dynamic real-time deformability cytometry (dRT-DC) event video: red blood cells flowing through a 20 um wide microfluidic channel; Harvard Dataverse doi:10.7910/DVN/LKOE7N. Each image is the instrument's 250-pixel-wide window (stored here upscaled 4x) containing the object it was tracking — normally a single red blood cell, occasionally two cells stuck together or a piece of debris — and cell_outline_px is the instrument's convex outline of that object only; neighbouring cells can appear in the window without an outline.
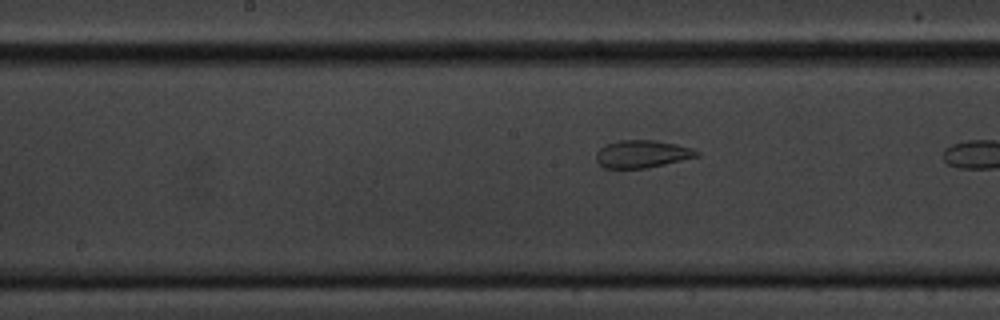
{"species": "common noctule bat (a hibernating species)", "species_latin": "Nyctalus noctula", "temperature_condition": "cold", "stored_images_in_passage": 34, "camera_frame_rate_fps": 3000, "um_per_image_px": 0.085, "animal": {"sex": "male", "body_mass_g": 20.1, "forearm_length_mm": 53.5}, "frame": {"image": 1, "passage_image": 25, "time_ms": 8.0, "image_size_px": [1000, 320], "cell_outline_px": [[700, 156], [664, 164], [644, 168], [604, 168], [596, 160], [596, 152], [600, 148], [608, 144], [620, 140], [656, 140], [676, 144], [692, 148], [700, 152]], "centroid_in_image_um": [54.59, 13.08], "position_along_channel_um": 193.6, "area_um2": 16.07}}